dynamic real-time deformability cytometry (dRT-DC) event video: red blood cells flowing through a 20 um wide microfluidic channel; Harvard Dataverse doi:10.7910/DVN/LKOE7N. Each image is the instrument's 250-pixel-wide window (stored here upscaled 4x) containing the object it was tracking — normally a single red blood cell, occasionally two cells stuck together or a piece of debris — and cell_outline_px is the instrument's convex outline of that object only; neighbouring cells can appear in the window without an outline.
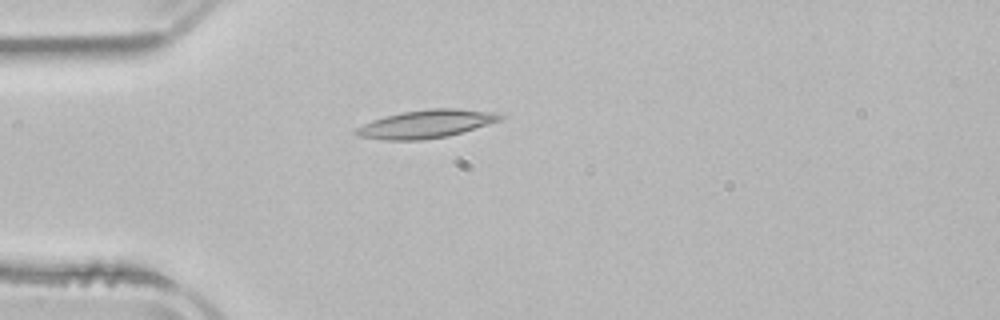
{"species": "common noctule bat (a hibernating species)", "species_latin": "Nyctalus noctula", "temperature_condition": "room temperature", "stored_images_in_passage": 4, "camera_frame_rate_fps": 3000, "um_per_image_px": 0.085, "animal": {"sex": "male", "body_mass_g": 21.5, "forearm_length_mm": 52.0}, "frame": {"image": 1, "passage_image": 4, "time_ms": 4.333, "image_size_px": [1000, 320], "cell_outline_px": [[504, 116], [500, 120], [488, 124], [448, 136], [420, 140], [384, 140], [356, 136], [352, 132], [356, 128], [372, 120], [384, 116], [404, 112], [428, 108], [456, 108], [492, 112]], "centroid_in_image_um": [36.16, 10.54], "position_along_channel_um": 48.8, "area_um2": 23.47}}